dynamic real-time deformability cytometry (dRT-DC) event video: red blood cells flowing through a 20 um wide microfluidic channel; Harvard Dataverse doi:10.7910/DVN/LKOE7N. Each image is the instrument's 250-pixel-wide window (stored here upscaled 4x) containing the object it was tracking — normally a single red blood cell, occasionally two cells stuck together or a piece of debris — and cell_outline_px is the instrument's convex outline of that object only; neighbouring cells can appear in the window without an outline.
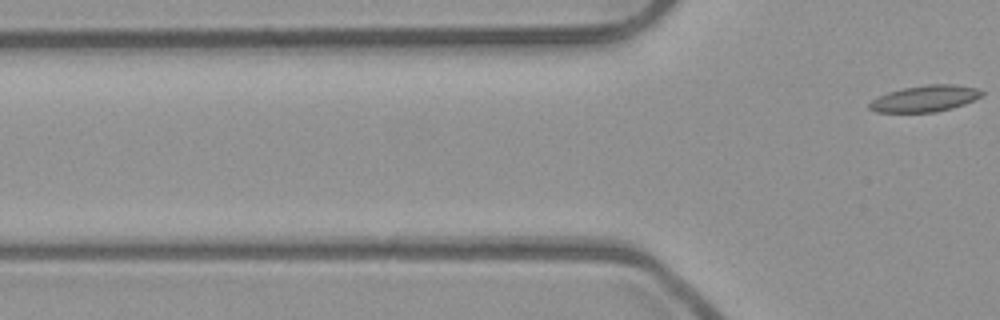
{"species": "common noctule bat (a hibernating species)", "species_latin": "Nyctalus noctula", "temperature_condition": "room temperature", "stored_images_in_passage": 6, "segment_of_instrument_passage": [2, 2], "camera_frame_rate_fps": 3000, "um_per_image_px": 0.085, "animal": {"sex": "male", "body_mass_g": 23.1, "forearm_length_mm": 52.7}, "frame": {"image": 1, "passage_image": 6, "time_ms": 1.667, "image_size_px": [1000, 320], "cell_outline_px": [[984, 96], [964, 104], [952, 108], [936, 112], [876, 112], [868, 108], [868, 104], [872, 100], [888, 92], [904, 88], [928, 84], [956, 84], [976, 88], [984, 92]], "centroid_in_image_um": [78.65, 8.38], "position_along_channel_um": 47.1, "area_um2": 17.28}}